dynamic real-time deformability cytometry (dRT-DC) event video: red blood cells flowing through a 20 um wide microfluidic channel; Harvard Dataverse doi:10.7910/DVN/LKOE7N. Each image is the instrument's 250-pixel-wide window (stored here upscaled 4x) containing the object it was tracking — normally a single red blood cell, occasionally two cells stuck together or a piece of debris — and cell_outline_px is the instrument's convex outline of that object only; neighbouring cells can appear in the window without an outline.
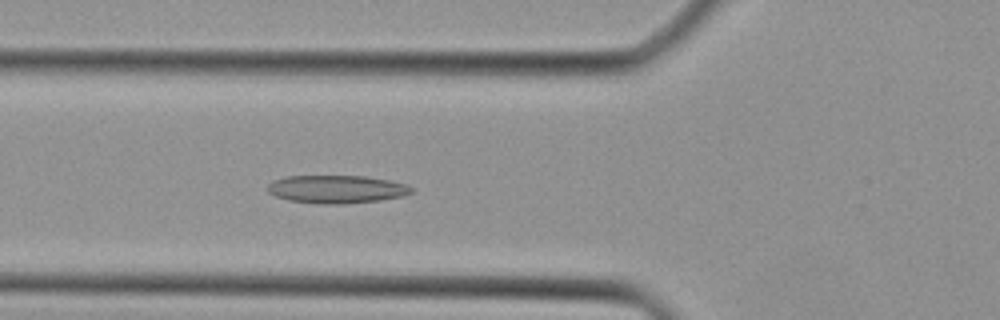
{"species": "Egyptian fruit bat (a non-hibernating species)", "species_latin": "Rousettus aegyptiacus", "temperature_condition": "cold", "stored_images_in_passage": 33, "camera_frame_rate_fps": 3000, "um_per_image_px": 0.085, "animal": {"sex": "female"}, "frame": {"image": 1, "passage_image": 14, "time_ms": 4.333, "image_size_px": [1000, 320], "cell_outline_px": [[416, 188], [412, 192], [404, 196], [380, 200], [344, 204], [324, 204], [288, 200], [276, 196], [268, 192], [268, 184], [272, 180], [288, 176], [368, 176], [408, 184]], "centroid_in_image_um": [28.66, 16.08], "position_along_channel_um": 97.1, "area_um2": 23.64}}
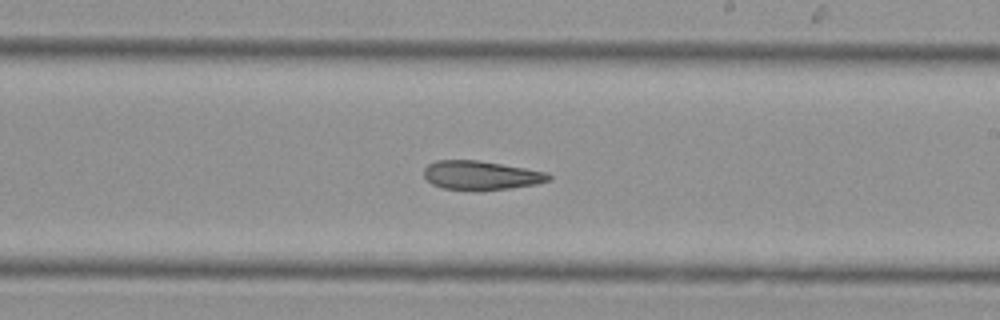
{"frame": {"image": 2, "passage_image": 23, "time_ms": 7.333, "image_size_px": [1000, 320], "cell_outline_px": [[552, 180], [536, 184], [512, 188], [444, 188], [432, 184], [424, 176], [424, 168], [428, 164], [436, 160], [476, 160], [548, 172], [552, 176]], "centroid_in_image_um": [40.91, 14.87], "position_along_channel_um": 248.1, "area_um2": 20.4}}
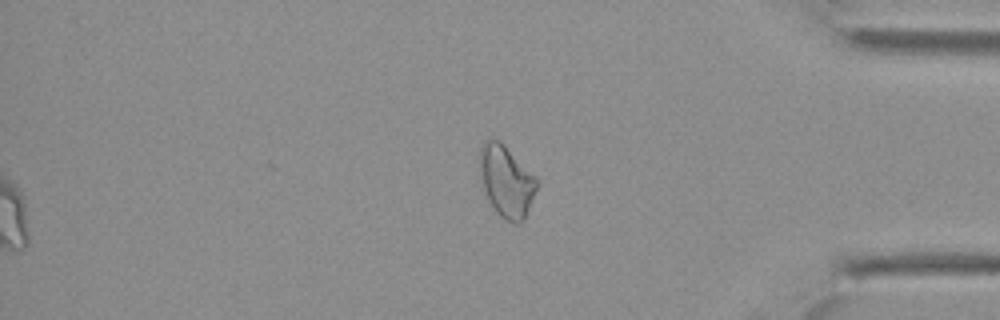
{"frame": {"image": 3, "passage_image": 33, "time_ms": 10.667, "image_size_px": [1000, 320], "cell_outline_px": [[540, 184], [524, 216], [516, 224], [504, 220], [496, 212], [488, 200], [484, 188], [480, 168], [480, 148], [484, 140], [496, 140], [504, 144], [540, 180]], "centroid_in_image_um": [43.07, 15.39], "position_along_channel_um": 392.1, "area_um2": 23.58}}